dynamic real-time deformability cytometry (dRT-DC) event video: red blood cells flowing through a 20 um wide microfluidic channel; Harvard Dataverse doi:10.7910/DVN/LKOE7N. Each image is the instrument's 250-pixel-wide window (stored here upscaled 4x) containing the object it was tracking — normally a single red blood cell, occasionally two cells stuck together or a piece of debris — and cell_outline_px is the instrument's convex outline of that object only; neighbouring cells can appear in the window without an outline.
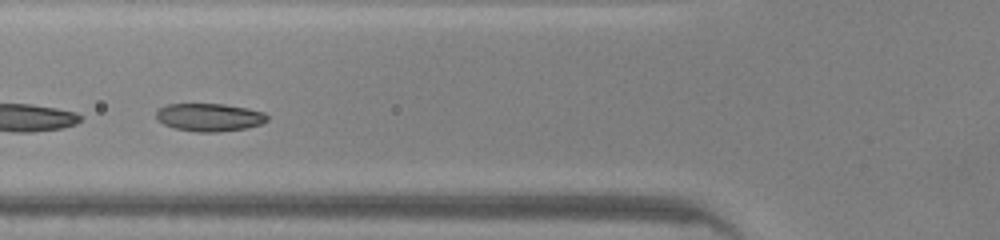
{"species": "common noctule bat (a hibernating species)", "species_latin": "Nyctalus noctula", "temperature_condition": "warm", "stored_images_in_passage": 6, "camera_frame_rate_fps": 3000, "um_per_image_px": 0.085, "animal": {"sex": "male", "body_mass_g": 20.0, "forearm_length_mm": 53.3}, "frame": {"image": 1, "passage_image": 4, "time_ms": 1.0, "image_size_px": [1000, 240], "cell_outline_px": [[268, 120], [260, 124], [244, 128], [216, 132], [196, 132], [176, 128], [164, 124], [156, 120], [156, 112], [160, 108], [168, 104], [224, 104], [248, 108], [264, 112], [268, 116]], "centroid_in_image_um": [17.79, 9.96], "position_along_channel_um": 108.0, "area_um2": 17.98}}